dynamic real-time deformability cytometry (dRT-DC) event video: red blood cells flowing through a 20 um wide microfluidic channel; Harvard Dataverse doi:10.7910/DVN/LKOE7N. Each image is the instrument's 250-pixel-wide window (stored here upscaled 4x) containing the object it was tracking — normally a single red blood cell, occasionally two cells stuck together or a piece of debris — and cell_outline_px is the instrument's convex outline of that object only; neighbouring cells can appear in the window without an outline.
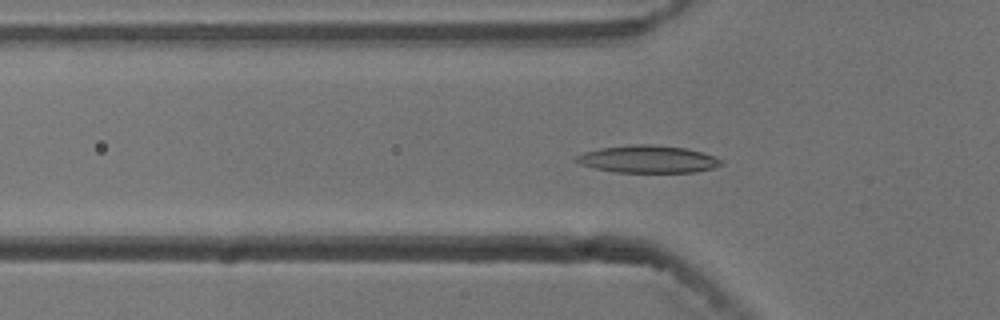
{"species": "common noctule bat (a hibernating species)", "species_latin": "Nyctalus noctula", "temperature_condition": "cold", "stored_images_in_passage": 56, "camera_frame_rate_fps": 3000, "um_per_image_px": 0.085, "animal": {"sex": "male", "body_mass_g": 13.3}, "frame": {"image": 1, "passage_image": 18, "time_ms": 5.667, "image_size_px": [1000, 320], "cell_outline_px": [[724, 164], [712, 168], [696, 172], [612, 172], [580, 164], [572, 160], [576, 156], [584, 152], [600, 148], [632, 144], [648, 144], [684, 148], [700, 152], [712, 156], [720, 160]], "centroid_in_image_um": [55.02, 13.53], "position_along_channel_um": 70.8, "area_um2": 22.95}}
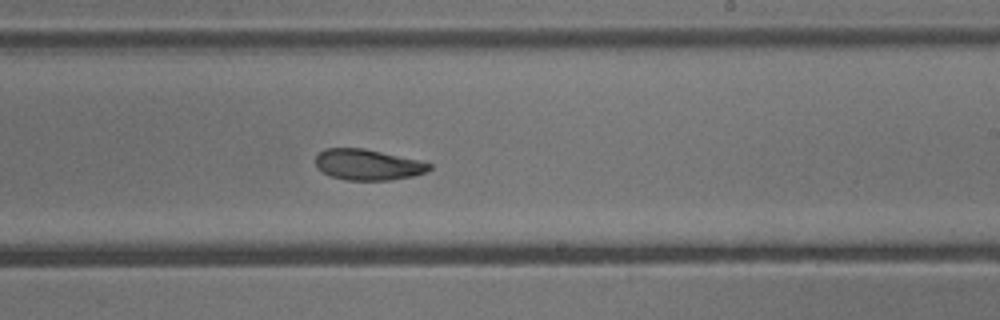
{"frame": {"image": 2, "passage_image": 33, "time_ms": 10.667, "image_size_px": [1000, 320], "cell_outline_px": [[432, 168], [424, 172], [412, 176], [388, 180], [348, 180], [332, 176], [316, 168], [316, 156], [324, 148], [364, 148], [420, 160], [432, 164]], "centroid_in_image_um": [31.26, 13.99], "position_along_channel_um": 257.7, "area_um2": 20.35}}
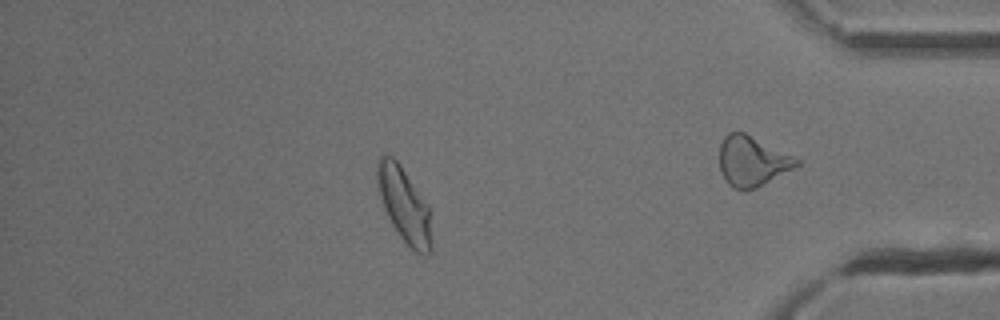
{"frame": {"image": 3, "passage_image": 48, "time_ms": 15.667, "image_size_px": [1000, 320], "cell_outline_px": [[432, 252], [424, 256], [408, 248], [392, 224], [384, 208], [380, 196], [376, 180], [376, 164], [380, 156], [392, 156], [400, 164], [428, 204], [432, 244]], "centroid_in_image_um": [34.36, 17.45], "position_along_channel_um": 400.8, "area_um2": 23.76}, "authors_computed_cell_mechanics": {"area_um2": 22.1663, "velocity_mm_per_s": 3.7202, "shape_relaxation_time_tau1_ms": 7.7683, "shape_relaxation_time_tau2_ms": 4.6295, "deformation_change_tau1": 0.1694, "deformation_change_tau2": 0.0982}}